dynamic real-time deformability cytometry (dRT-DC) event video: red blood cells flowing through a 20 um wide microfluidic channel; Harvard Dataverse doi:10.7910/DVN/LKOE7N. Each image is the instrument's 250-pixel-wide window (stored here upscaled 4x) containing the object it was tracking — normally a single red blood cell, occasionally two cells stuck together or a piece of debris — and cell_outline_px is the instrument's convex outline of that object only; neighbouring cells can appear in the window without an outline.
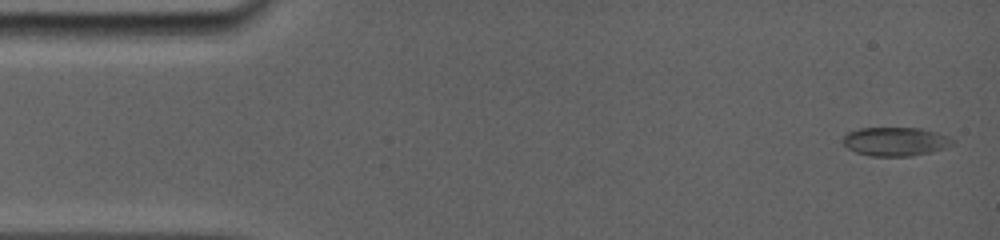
{"species": "common noctule bat (a hibernating species)", "species_latin": "Nyctalus noctula", "temperature_condition": "room temperature", "stored_images_in_passage": 86, "camera_frame_rate_fps": 5000, "um_per_image_px": 0.085, "animal": {"sex": "female", "body_mass_g": 19.0, "forearm_length_mm": 56.7}, "frame": {"image": 1, "passage_image": 1, "time_ms": 0.0, "image_size_px": [1000, 240], "cell_outline_px": [[956, 140], [952, 144], [944, 148], [932, 152], [912, 156], [868, 156], [856, 152], [848, 148], [840, 140], [848, 132], [860, 128], [920, 128], [936, 132], [948, 136]], "centroid_in_image_um": [76.1, 12.03], "position_along_channel_um": 8.9, "area_um2": 18.5}}
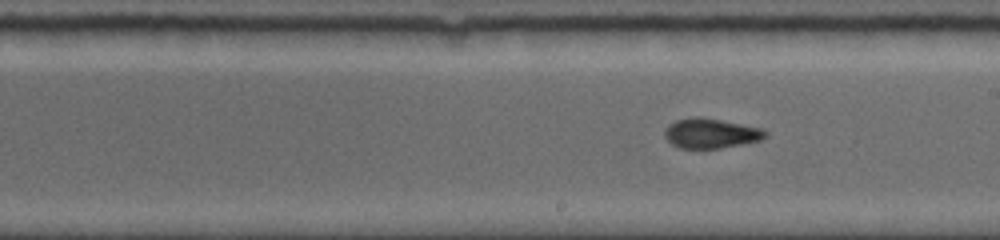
{"frame": {"image": 2, "passage_image": 48, "time_ms": 8.6, "image_size_px": [1000, 240], "cell_outline_px": [[768, 136], [760, 140], [720, 148], [680, 148], [672, 144], [664, 136], [664, 128], [668, 124], [676, 120], [696, 116], [700, 116], [764, 128], [768, 132]], "centroid_in_image_um": [60.42, 11.32], "position_along_channel_um": 228.6, "area_um2": 17.63}}
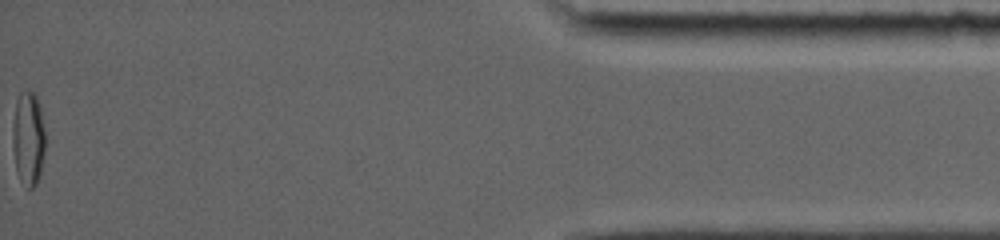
{"frame": {"image": 3, "passage_image": 86, "time_ms": 15.8, "image_size_px": [1000, 240], "cell_outline_px": [[44, 152], [40, 172], [36, 184], [32, 188], [28, 188], [20, 180], [16, 172], [12, 144], [12, 128], [16, 100], [20, 92], [24, 88], [32, 92], [36, 96], [40, 104], [44, 128]], "centroid_in_image_um": [2.38, 11.73], "position_along_channel_um": 432.8, "area_um2": 18.09}}